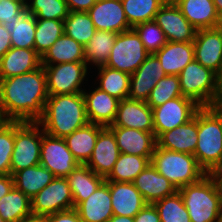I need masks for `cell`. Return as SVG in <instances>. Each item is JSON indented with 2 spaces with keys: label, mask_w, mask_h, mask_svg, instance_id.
Listing matches in <instances>:
<instances>
[{
  "label": "cell",
  "mask_w": 222,
  "mask_h": 222,
  "mask_svg": "<svg viewBox=\"0 0 222 222\" xmlns=\"http://www.w3.org/2000/svg\"><path fill=\"white\" fill-rule=\"evenodd\" d=\"M200 108L201 106L193 99L185 96L168 100L163 105L153 108V125L156 139L162 133L189 122Z\"/></svg>",
  "instance_id": "obj_10"
},
{
  "label": "cell",
  "mask_w": 222,
  "mask_h": 222,
  "mask_svg": "<svg viewBox=\"0 0 222 222\" xmlns=\"http://www.w3.org/2000/svg\"><path fill=\"white\" fill-rule=\"evenodd\" d=\"M26 8L36 19L64 21L69 13L65 0H32L30 5L26 2Z\"/></svg>",
  "instance_id": "obj_41"
},
{
  "label": "cell",
  "mask_w": 222,
  "mask_h": 222,
  "mask_svg": "<svg viewBox=\"0 0 222 222\" xmlns=\"http://www.w3.org/2000/svg\"><path fill=\"white\" fill-rule=\"evenodd\" d=\"M113 215H135L147 204L133 182L109 181Z\"/></svg>",
  "instance_id": "obj_23"
},
{
  "label": "cell",
  "mask_w": 222,
  "mask_h": 222,
  "mask_svg": "<svg viewBox=\"0 0 222 222\" xmlns=\"http://www.w3.org/2000/svg\"><path fill=\"white\" fill-rule=\"evenodd\" d=\"M191 222H220L222 189L214 174L178 189Z\"/></svg>",
  "instance_id": "obj_3"
},
{
  "label": "cell",
  "mask_w": 222,
  "mask_h": 222,
  "mask_svg": "<svg viewBox=\"0 0 222 222\" xmlns=\"http://www.w3.org/2000/svg\"><path fill=\"white\" fill-rule=\"evenodd\" d=\"M133 183L147 204H153L178 191L151 163L136 176Z\"/></svg>",
  "instance_id": "obj_21"
},
{
  "label": "cell",
  "mask_w": 222,
  "mask_h": 222,
  "mask_svg": "<svg viewBox=\"0 0 222 222\" xmlns=\"http://www.w3.org/2000/svg\"><path fill=\"white\" fill-rule=\"evenodd\" d=\"M157 82L155 77L131 75L128 99L146 102Z\"/></svg>",
  "instance_id": "obj_44"
},
{
  "label": "cell",
  "mask_w": 222,
  "mask_h": 222,
  "mask_svg": "<svg viewBox=\"0 0 222 222\" xmlns=\"http://www.w3.org/2000/svg\"><path fill=\"white\" fill-rule=\"evenodd\" d=\"M198 136V111L187 123L162 133L156 140L157 146L175 152L194 155Z\"/></svg>",
  "instance_id": "obj_22"
},
{
  "label": "cell",
  "mask_w": 222,
  "mask_h": 222,
  "mask_svg": "<svg viewBox=\"0 0 222 222\" xmlns=\"http://www.w3.org/2000/svg\"><path fill=\"white\" fill-rule=\"evenodd\" d=\"M0 222H5L3 219H2V217L0 216Z\"/></svg>",
  "instance_id": "obj_60"
},
{
  "label": "cell",
  "mask_w": 222,
  "mask_h": 222,
  "mask_svg": "<svg viewBox=\"0 0 222 222\" xmlns=\"http://www.w3.org/2000/svg\"><path fill=\"white\" fill-rule=\"evenodd\" d=\"M71 188L74 208L86 200L105 181L87 165H79L66 177Z\"/></svg>",
  "instance_id": "obj_28"
},
{
  "label": "cell",
  "mask_w": 222,
  "mask_h": 222,
  "mask_svg": "<svg viewBox=\"0 0 222 222\" xmlns=\"http://www.w3.org/2000/svg\"><path fill=\"white\" fill-rule=\"evenodd\" d=\"M148 55L139 35L131 28L118 33L105 66L132 75Z\"/></svg>",
  "instance_id": "obj_8"
},
{
  "label": "cell",
  "mask_w": 222,
  "mask_h": 222,
  "mask_svg": "<svg viewBox=\"0 0 222 222\" xmlns=\"http://www.w3.org/2000/svg\"><path fill=\"white\" fill-rule=\"evenodd\" d=\"M64 34V21L36 19L34 49L42 57L54 42Z\"/></svg>",
  "instance_id": "obj_38"
},
{
  "label": "cell",
  "mask_w": 222,
  "mask_h": 222,
  "mask_svg": "<svg viewBox=\"0 0 222 222\" xmlns=\"http://www.w3.org/2000/svg\"><path fill=\"white\" fill-rule=\"evenodd\" d=\"M133 29L149 54H155L167 43L164 32L154 20L137 24Z\"/></svg>",
  "instance_id": "obj_42"
},
{
  "label": "cell",
  "mask_w": 222,
  "mask_h": 222,
  "mask_svg": "<svg viewBox=\"0 0 222 222\" xmlns=\"http://www.w3.org/2000/svg\"><path fill=\"white\" fill-rule=\"evenodd\" d=\"M88 13L96 30L122 33L132 28L121 0H97Z\"/></svg>",
  "instance_id": "obj_15"
},
{
  "label": "cell",
  "mask_w": 222,
  "mask_h": 222,
  "mask_svg": "<svg viewBox=\"0 0 222 222\" xmlns=\"http://www.w3.org/2000/svg\"><path fill=\"white\" fill-rule=\"evenodd\" d=\"M108 127H125L154 132L152 108L144 101L120 100L115 120Z\"/></svg>",
  "instance_id": "obj_16"
},
{
  "label": "cell",
  "mask_w": 222,
  "mask_h": 222,
  "mask_svg": "<svg viewBox=\"0 0 222 222\" xmlns=\"http://www.w3.org/2000/svg\"><path fill=\"white\" fill-rule=\"evenodd\" d=\"M211 107L222 108V71L218 74L217 94Z\"/></svg>",
  "instance_id": "obj_52"
},
{
  "label": "cell",
  "mask_w": 222,
  "mask_h": 222,
  "mask_svg": "<svg viewBox=\"0 0 222 222\" xmlns=\"http://www.w3.org/2000/svg\"><path fill=\"white\" fill-rule=\"evenodd\" d=\"M154 21L164 32L167 41L193 42L197 29L193 27L173 0H167L155 15Z\"/></svg>",
  "instance_id": "obj_13"
},
{
  "label": "cell",
  "mask_w": 222,
  "mask_h": 222,
  "mask_svg": "<svg viewBox=\"0 0 222 222\" xmlns=\"http://www.w3.org/2000/svg\"><path fill=\"white\" fill-rule=\"evenodd\" d=\"M115 135L120 153L152 157L157 140L154 132L125 127H108Z\"/></svg>",
  "instance_id": "obj_17"
},
{
  "label": "cell",
  "mask_w": 222,
  "mask_h": 222,
  "mask_svg": "<svg viewBox=\"0 0 222 222\" xmlns=\"http://www.w3.org/2000/svg\"><path fill=\"white\" fill-rule=\"evenodd\" d=\"M160 222H191L179 191L153 203Z\"/></svg>",
  "instance_id": "obj_39"
},
{
  "label": "cell",
  "mask_w": 222,
  "mask_h": 222,
  "mask_svg": "<svg viewBox=\"0 0 222 222\" xmlns=\"http://www.w3.org/2000/svg\"><path fill=\"white\" fill-rule=\"evenodd\" d=\"M11 48V35L7 31V28L0 23V58H2Z\"/></svg>",
  "instance_id": "obj_50"
},
{
  "label": "cell",
  "mask_w": 222,
  "mask_h": 222,
  "mask_svg": "<svg viewBox=\"0 0 222 222\" xmlns=\"http://www.w3.org/2000/svg\"><path fill=\"white\" fill-rule=\"evenodd\" d=\"M193 46L195 60L218 75L222 71V28L197 30Z\"/></svg>",
  "instance_id": "obj_14"
},
{
  "label": "cell",
  "mask_w": 222,
  "mask_h": 222,
  "mask_svg": "<svg viewBox=\"0 0 222 222\" xmlns=\"http://www.w3.org/2000/svg\"><path fill=\"white\" fill-rule=\"evenodd\" d=\"M13 149L14 121H8L0 126V175L10 174Z\"/></svg>",
  "instance_id": "obj_43"
},
{
  "label": "cell",
  "mask_w": 222,
  "mask_h": 222,
  "mask_svg": "<svg viewBox=\"0 0 222 222\" xmlns=\"http://www.w3.org/2000/svg\"><path fill=\"white\" fill-rule=\"evenodd\" d=\"M126 19L133 28L137 24L152 21L167 0H121Z\"/></svg>",
  "instance_id": "obj_37"
},
{
  "label": "cell",
  "mask_w": 222,
  "mask_h": 222,
  "mask_svg": "<svg viewBox=\"0 0 222 222\" xmlns=\"http://www.w3.org/2000/svg\"><path fill=\"white\" fill-rule=\"evenodd\" d=\"M42 66L46 74L48 96L83 92L79 87L87 75V64L85 62Z\"/></svg>",
  "instance_id": "obj_11"
},
{
  "label": "cell",
  "mask_w": 222,
  "mask_h": 222,
  "mask_svg": "<svg viewBox=\"0 0 222 222\" xmlns=\"http://www.w3.org/2000/svg\"><path fill=\"white\" fill-rule=\"evenodd\" d=\"M82 222H108L113 216L109 181H104L86 200L74 208Z\"/></svg>",
  "instance_id": "obj_19"
},
{
  "label": "cell",
  "mask_w": 222,
  "mask_h": 222,
  "mask_svg": "<svg viewBox=\"0 0 222 222\" xmlns=\"http://www.w3.org/2000/svg\"><path fill=\"white\" fill-rule=\"evenodd\" d=\"M26 8V0H0V23L18 20V16Z\"/></svg>",
  "instance_id": "obj_45"
},
{
  "label": "cell",
  "mask_w": 222,
  "mask_h": 222,
  "mask_svg": "<svg viewBox=\"0 0 222 222\" xmlns=\"http://www.w3.org/2000/svg\"><path fill=\"white\" fill-rule=\"evenodd\" d=\"M222 120V108L210 107Z\"/></svg>",
  "instance_id": "obj_58"
},
{
  "label": "cell",
  "mask_w": 222,
  "mask_h": 222,
  "mask_svg": "<svg viewBox=\"0 0 222 222\" xmlns=\"http://www.w3.org/2000/svg\"><path fill=\"white\" fill-rule=\"evenodd\" d=\"M150 163L177 189L197 182L206 175L194 155L162 149L157 145Z\"/></svg>",
  "instance_id": "obj_5"
},
{
  "label": "cell",
  "mask_w": 222,
  "mask_h": 222,
  "mask_svg": "<svg viewBox=\"0 0 222 222\" xmlns=\"http://www.w3.org/2000/svg\"><path fill=\"white\" fill-rule=\"evenodd\" d=\"M96 28L88 12L69 11L64 19V34L85 46L95 34Z\"/></svg>",
  "instance_id": "obj_36"
},
{
  "label": "cell",
  "mask_w": 222,
  "mask_h": 222,
  "mask_svg": "<svg viewBox=\"0 0 222 222\" xmlns=\"http://www.w3.org/2000/svg\"><path fill=\"white\" fill-rule=\"evenodd\" d=\"M30 201L32 215L38 218L74 209L71 188L62 177H55Z\"/></svg>",
  "instance_id": "obj_9"
},
{
  "label": "cell",
  "mask_w": 222,
  "mask_h": 222,
  "mask_svg": "<svg viewBox=\"0 0 222 222\" xmlns=\"http://www.w3.org/2000/svg\"><path fill=\"white\" fill-rule=\"evenodd\" d=\"M220 222H222V210H221V217H220Z\"/></svg>",
  "instance_id": "obj_61"
},
{
  "label": "cell",
  "mask_w": 222,
  "mask_h": 222,
  "mask_svg": "<svg viewBox=\"0 0 222 222\" xmlns=\"http://www.w3.org/2000/svg\"><path fill=\"white\" fill-rule=\"evenodd\" d=\"M41 66V56L35 49L12 47L0 58V79L29 73Z\"/></svg>",
  "instance_id": "obj_25"
},
{
  "label": "cell",
  "mask_w": 222,
  "mask_h": 222,
  "mask_svg": "<svg viewBox=\"0 0 222 222\" xmlns=\"http://www.w3.org/2000/svg\"><path fill=\"white\" fill-rule=\"evenodd\" d=\"M69 11L88 12L97 0H65Z\"/></svg>",
  "instance_id": "obj_49"
},
{
  "label": "cell",
  "mask_w": 222,
  "mask_h": 222,
  "mask_svg": "<svg viewBox=\"0 0 222 222\" xmlns=\"http://www.w3.org/2000/svg\"><path fill=\"white\" fill-rule=\"evenodd\" d=\"M134 222H160V217L153 204H146L134 217Z\"/></svg>",
  "instance_id": "obj_48"
},
{
  "label": "cell",
  "mask_w": 222,
  "mask_h": 222,
  "mask_svg": "<svg viewBox=\"0 0 222 222\" xmlns=\"http://www.w3.org/2000/svg\"><path fill=\"white\" fill-rule=\"evenodd\" d=\"M189 23L197 30L217 28L220 16L213 0H173Z\"/></svg>",
  "instance_id": "obj_24"
},
{
  "label": "cell",
  "mask_w": 222,
  "mask_h": 222,
  "mask_svg": "<svg viewBox=\"0 0 222 222\" xmlns=\"http://www.w3.org/2000/svg\"><path fill=\"white\" fill-rule=\"evenodd\" d=\"M31 199L13 187L0 198V216L5 222H19L33 217Z\"/></svg>",
  "instance_id": "obj_32"
},
{
  "label": "cell",
  "mask_w": 222,
  "mask_h": 222,
  "mask_svg": "<svg viewBox=\"0 0 222 222\" xmlns=\"http://www.w3.org/2000/svg\"><path fill=\"white\" fill-rule=\"evenodd\" d=\"M219 27L222 28V15L220 16V24Z\"/></svg>",
  "instance_id": "obj_59"
},
{
  "label": "cell",
  "mask_w": 222,
  "mask_h": 222,
  "mask_svg": "<svg viewBox=\"0 0 222 222\" xmlns=\"http://www.w3.org/2000/svg\"><path fill=\"white\" fill-rule=\"evenodd\" d=\"M12 177L14 180V187L23 192L30 199L55 178L47 168L40 164L16 171Z\"/></svg>",
  "instance_id": "obj_30"
},
{
  "label": "cell",
  "mask_w": 222,
  "mask_h": 222,
  "mask_svg": "<svg viewBox=\"0 0 222 222\" xmlns=\"http://www.w3.org/2000/svg\"><path fill=\"white\" fill-rule=\"evenodd\" d=\"M98 69L100 78L98 88L118 100L128 99L131 75L105 65Z\"/></svg>",
  "instance_id": "obj_35"
},
{
  "label": "cell",
  "mask_w": 222,
  "mask_h": 222,
  "mask_svg": "<svg viewBox=\"0 0 222 222\" xmlns=\"http://www.w3.org/2000/svg\"><path fill=\"white\" fill-rule=\"evenodd\" d=\"M48 99L43 66L36 70L0 79V101L8 121L37 122Z\"/></svg>",
  "instance_id": "obj_1"
},
{
  "label": "cell",
  "mask_w": 222,
  "mask_h": 222,
  "mask_svg": "<svg viewBox=\"0 0 222 222\" xmlns=\"http://www.w3.org/2000/svg\"><path fill=\"white\" fill-rule=\"evenodd\" d=\"M214 175L217 177L220 187L222 189V165L221 167L214 173Z\"/></svg>",
  "instance_id": "obj_56"
},
{
  "label": "cell",
  "mask_w": 222,
  "mask_h": 222,
  "mask_svg": "<svg viewBox=\"0 0 222 222\" xmlns=\"http://www.w3.org/2000/svg\"><path fill=\"white\" fill-rule=\"evenodd\" d=\"M19 222H43L42 218H38V217H31L29 219L23 220V221H19Z\"/></svg>",
  "instance_id": "obj_57"
},
{
  "label": "cell",
  "mask_w": 222,
  "mask_h": 222,
  "mask_svg": "<svg viewBox=\"0 0 222 222\" xmlns=\"http://www.w3.org/2000/svg\"><path fill=\"white\" fill-rule=\"evenodd\" d=\"M11 35L14 48L34 49L36 18L25 8L18 16V20L3 23Z\"/></svg>",
  "instance_id": "obj_31"
},
{
  "label": "cell",
  "mask_w": 222,
  "mask_h": 222,
  "mask_svg": "<svg viewBox=\"0 0 222 222\" xmlns=\"http://www.w3.org/2000/svg\"><path fill=\"white\" fill-rule=\"evenodd\" d=\"M40 165L55 177L66 178L80 164L68 149L64 138L51 136L42 129Z\"/></svg>",
  "instance_id": "obj_12"
},
{
  "label": "cell",
  "mask_w": 222,
  "mask_h": 222,
  "mask_svg": "<svg viewBox=\"0 0 222 222\" xmlns=\"http://www.w3.org/2000/svg\"><path fill=\"white\" fill-rule=\"evenodd\" d=\"M45 133L65 138L89 123L82 93L48 96L43 115L37 121Z\"/></svg>",
  "instance_id": "obj_2"
},
{
  "label": "cell",
  "mask_w": 222,
  "mask_h": 222,
  "mask_svg": "<svg viewBox=\"0 0 222 222\" xmlns=\"http://www.w3.org/2000/svg\"><path fill=\"white\" fill-rule=\"evenodd\" d=\"M213 3L215 5L216 11L219 14V16L222 15V0H213Z\"/></svg>",
  "instance_id": "obj_54"
},
{
  "label": "cell",
  "mask_w": 222,
  "mask_h": 222,
  "mask_svg": "<svg viewBox=\"0 0 222 222\" xmlns=\"http://www.w3.org/2000/svg\"><path fill=\"white\" fill-rule=\"evenodd\" d=\"M8 119L5 117L4 112L2 110L1 101H0V126L6 124Z\"/></svg>",
  "instance_id": "obj_55"
},
{
  "label": "cell",
  "mask_w": 222,
  "mask_h": 222,
  "mask_svg": "<svg viewBox=\"0 0 222 222\" xmlns=\"http://www.w3.org/2000/svg\"><path fill=\"white\" fill-rule=\"evenodd\" d=\"M43 222H82L75 209L57 212L42 218Z\"/></svg>",
  "instance_id": "obj_47"
},
{
  "label": "cell",
  "mask_w": 222,
  "mask_h": 222,
  "mask_svg": "<svg viewBox=\"0 0 222 222\" xmlns=\"http://www.w3.org/2000/svg\"><path fill=\"white\" fill-rule=\"evenodd\" d=\"M82 94L89 123L99 124L104 127L112 125L120 100L99 88H95L89 94L83 91Z\"/></svg>",
  "instance_id": "obj_20"
},
{
  "label": "cell",
  "mask_w": 222,
  "mask_h": 222,
  "mask_svg": "<svg viewBox=\"0 0 222 222\" xmlns=\"http://www.w3.org/2000/svg\"><path fill=\"white\" fill-rule=\"evenodd\" d=\"M151 161V157H142L120 153L106 181L133 182L136 176L143 171Z\"/></svg>",
  "instance_id": "obj_34"
},
{
  "label": "cell",
  "mask_w": 222,
  "mask_h": 222,
  "mask_svg": "<svg viewBox=\"0 0 222 222\" xmlns=\"http://www.w3.org/2000/svg\"><path fill=\"white\" fill-rule=\"evenodd\" d=\"M194 156L206 174H214L222 165V120L210 107L198 110Z\"/></svg>",
  "instance_id": "obj_4"
},
{
  "label": "cell",
  "mask_w": 222,
  "mask_h": 222,
  "mask_svg": "<svg viewBox=\"0 0 222 222\" xmlns=\"http://www.w3.org/2000/svg\"><path fill=\"white\" fill-rule=\"evenodd\" d=\"M40 130V131H39ZM42 129L38 122L14 121L10 174L40 164Z\"/></svg>",
  "instance_id": "obj_6"
},
{
  "label": "cell",
  "mask_w": 222,
  "mask_h": 222,
  "mask_svg": "<svg viewBox=\"0 0 222 222\" xmlns=\"http://www.w3.org/2000/svg\"><path fill=\"white\" fill-rule=\"evenodd\" d=\"M181 96L179 76L166 75L156 83L146 103L153 109Z\"/></svg>",
  "instance_id": "obj_40"
},
{
  "label": "cell",
  "mask_w": 222,
  "mask_h": 222,
  "mask_svg": "<svg viewBox=\"0 0 222 222\" xmlns=\"http://www.w3.org/2000/svg\"><path fill=\"white\" fill-rule=\"evenodd\" d=\"M104 128V126L99 124L88 123L64 138L68 149L79 164L85 165L88 162L98 135Z\"/></svg>",
  "instance_id": "obj_27"
},
{
  "label": "cell",
  "mask_w": 222,
  "mask_h": 222,
  "mask_svg": "<svg viewBox=\"0 0 222 222\" xmlns=\"http://www.w3.org/2000/svg\"><path fill=\"white\" fill-rule=\"evenodd\" d=\"M132 75H141L148 77H155L156 80H160L167 74L161 67L160 61L155 54H149L145 61L138 67V69Z\"/></svg>",
  "instance_id": "obj_46"
},
{
  "label": "cell",
  "mask_w": 222,
  "mask_h": 222,
  "mask_svg": "<svg viewBox=\"0 0 222 222\" xmlns=\"http://www.w3.org/2000/svg\"><path fill=\"white\" fill-rule=\"evenodd\" d=\"M119 154L115 135L105 127L99 133L92 155L85 165L99 176L106 178L112 171Z\"/></svg>",
  "instance_id": "obj_18"
},
{
  "label": "cell",
  "mask_w": 222,
  "mask_h": 222,
  "mask_svg": "<svg viewBox=\"0 0 222 222\" xmlns=\"http://www.w3.org/2000/svg\"><path fill=\"white\" fill-rule=\"evenodd\" d=\"M14 187V180L11 174L0 175V198L9 193Z\"/></svg>",
  "instance_id": "obj_51"
},
{
  "label": "cell",
  "mask_w": 222,
  "mask_h": 222,
  "mask_svg": "<svg viewBox=\"0 0 222 222\" xmlns=\"http://www.w3.org/2000/svg\"><path fill=\"white\" fill-rule=\"evenodd\" d=\"M118 33L104 30H96L90 41L84 46V60L97 67L106 65L115 44Z\"/></svg>",
  "instance_id": "obj_33"
},
{
  "label": "cell",
  "mask_w": 222,
  "mask_h": 222,
  "mask_svg": "<svg viewBox=\"0 0 222 222\" xmlns=\"http://www.w3.org/2000/svg\"><path fill=\"white\" fill-rule=\"evenodd\" d=\"M84 46L73 38L63 34L41 57L42 65H54L70 62H85Z\"/></svg>",
  "instance_id": "obj_29"
},
{
  "label": "cell",
  "mask_w": 222,
  "mask_h": 222,
  "mask_svg": "<svg viewBox=\"0 0 222 222\" xmlns=\"http://www.w3.org/2000/svg\"><path fill=\"white\" fill-rule=\"evenodd\" d=\"M182 95L201 107H211L217 94L218 75L195 59L178 75Z\"/></svg>",
  "instance_id": "obj_7"
},
{
  "label": "cell",
  "mask_w": 222,
  "mask_h": 222,
  "mask_svg": "<svg viewBox=\"0 0 222 222\" xmlns=\"http://www.w3.org/2000/svg\"><path fill=\"white\" fill-rule=\"evenodd\" d=\"M167 75H179L195 59L193 42L167 43L155 53Z\"/></svg>",
  "instance_id": "obj_26"
},
{
  "label": "cell",
  "mask_w": 222,
  "mask_h": 222,
  "mask_svg": "<svg viewBox=\"0 0 222 222\" xmlns=\"http://www.w3.org/2000/svg\"><path fill=\"white\" fill-rule=\"evenodd\" d=\"M108 222H134V217L113 215Z\"/></svg>",
  "instance_id": "obj_53"
}]
</instances>
